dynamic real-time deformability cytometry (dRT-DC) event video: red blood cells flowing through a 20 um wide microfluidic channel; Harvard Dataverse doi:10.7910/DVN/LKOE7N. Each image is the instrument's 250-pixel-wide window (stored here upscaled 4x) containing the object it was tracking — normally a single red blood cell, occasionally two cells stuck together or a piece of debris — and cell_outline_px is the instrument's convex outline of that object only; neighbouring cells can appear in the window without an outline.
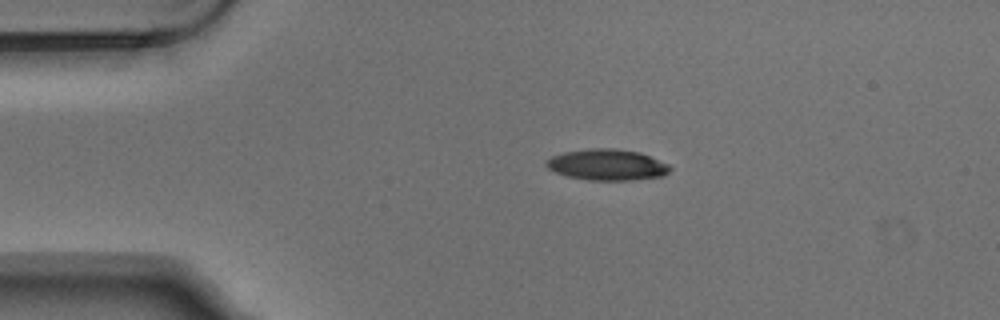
{"species": "Egyptian fruit bat (a non-hibernating species)", "species_latin": "Rousettus aegyptiacus", "temperature_condition": "warm", "stored_images_in_passage": 2, "camera_frame_rate_fps": 3000, "um_per_image_px": 0.085, "animal": {"sex": "male"}, "frame": {"image": 1, "passage_image": 1, "time_ms": 0.0, "image_size_px": [1000, 320], "cell_outline_px": [[672, 168], [664, 176], [632, 180], [588, 180], [568, 176], [556, 172], [548, 168], [544, 164], [552, 156], [564, 152], [592, 148], [616, 148], [640, 152], [668, 164]], "centroid_in_image_um": [51.62, 14.0], "position_along_channel_um": 33.4, "area_um2": 22.37}}